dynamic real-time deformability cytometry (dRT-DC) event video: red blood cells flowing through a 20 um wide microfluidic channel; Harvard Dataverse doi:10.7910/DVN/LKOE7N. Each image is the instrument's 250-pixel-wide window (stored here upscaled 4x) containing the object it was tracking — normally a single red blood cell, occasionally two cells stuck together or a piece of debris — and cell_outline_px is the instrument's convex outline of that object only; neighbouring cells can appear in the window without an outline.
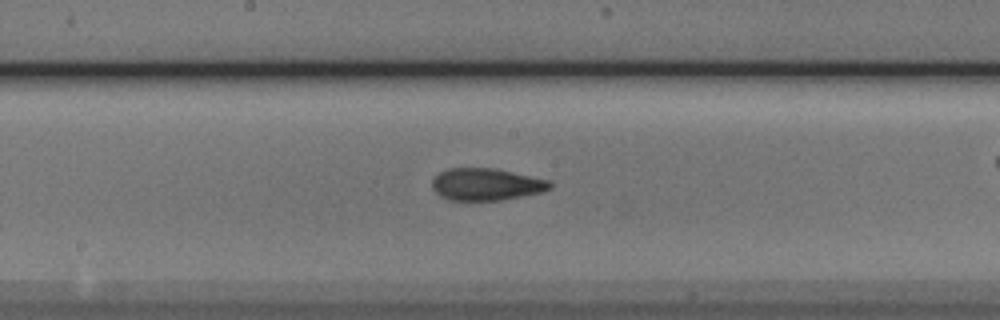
{"species": "Egyptian fruit bat (a non-hibernating species)", "species_latin": "Rousettus aegyptiacus", "temperature_condition": "cold", "stored_images_in_passage": 46, "camera_frame_rate_fps": 3000, "um_per_image_px": 0.085, "animal": {"sex": "male"}, "frame": {"image": 1, "passage_image": 20, "time_ms": 6.333, "image_size_px": [1000, 320], "cell_outline_px": [[552, 188], [540, 192], [500, 200], [448, 200], [440, 196], [432, 188], [432, 180], [440, 172], [448, 168], [492, 168], [552, 180]], "centroid_in_image_um": [41.33, 15.66], "position_along_channel_um": 206.9, "area_um2": 21.96}, "authors_computed_cell_mechanics": {"area_um2": 21.9351, "velocity_mm_per_s": 3.8316, "shape_relaxation_time_tau1_ms": 4.2349, "shape_relaxation_time_tau2_ms": 1.5608, "deformation_change_tau1": 0.1426, "deformation_change_tau2": 0.0831}}